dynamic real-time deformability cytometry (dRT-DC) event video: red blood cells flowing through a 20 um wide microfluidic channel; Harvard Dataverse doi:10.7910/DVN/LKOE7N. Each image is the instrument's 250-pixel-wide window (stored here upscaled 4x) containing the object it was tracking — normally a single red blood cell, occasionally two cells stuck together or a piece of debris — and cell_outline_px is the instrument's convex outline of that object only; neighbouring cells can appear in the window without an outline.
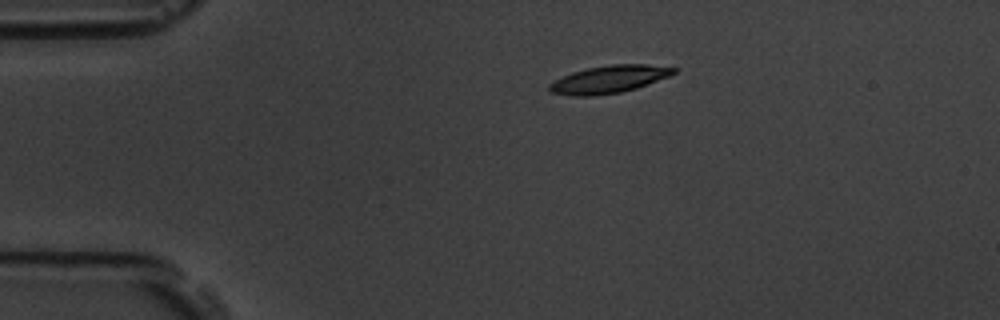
{"species": "common noctule bat (a hibernating species)", "species_latin": "Nyctalus noctula", "temperature_condition": "room temperature", "stored_images_in_passage": 3, "camera_frame_rate_fps": 3000, "um_per_image_px": 0.085, "animal": {"sex": "male", "body_mass_g": 19.5, "forearm_length_mm": 54.6}, "frame": {"image": 1, "passage_image": 1, "time_ms": 0.0, "image_size_px": [1000, 320], "cell_outline_px": [[676, 72], [668, 76], [636, 88], [620, 92], [592, 96], [572, 96], [552, 92], [548, 88], [548, 84], [572, 72], [588, 68], [612, 64], [644, 64], [676, 68]], "centroid_in_image_um": [51.74, 6.74], "position_along_channel_um": 33.3, "area_um2": 19.59}}
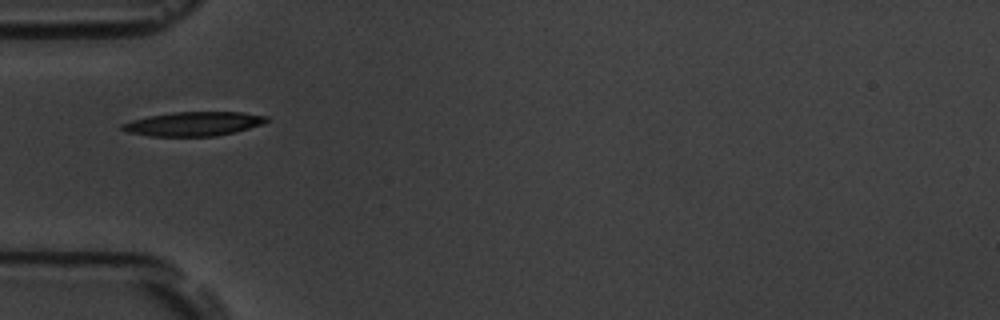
{"frame": {"image": 2, "passage_image": 3, "time_ms": 2.333, "image_size_px": [1000, 320], "cell_outline_px": [[268, 120], [264, 124], [236, 132], [216, 136], [148, 136], [128, 132], [120, 128], [120, 124], [132, 120], [148, 116], [172, 112], [244, 112], [268, 116]], "centroid_in_image_um": [16.47, 10.52], "position_along_channel_um": 68.5, "area_um2": 20.46}}